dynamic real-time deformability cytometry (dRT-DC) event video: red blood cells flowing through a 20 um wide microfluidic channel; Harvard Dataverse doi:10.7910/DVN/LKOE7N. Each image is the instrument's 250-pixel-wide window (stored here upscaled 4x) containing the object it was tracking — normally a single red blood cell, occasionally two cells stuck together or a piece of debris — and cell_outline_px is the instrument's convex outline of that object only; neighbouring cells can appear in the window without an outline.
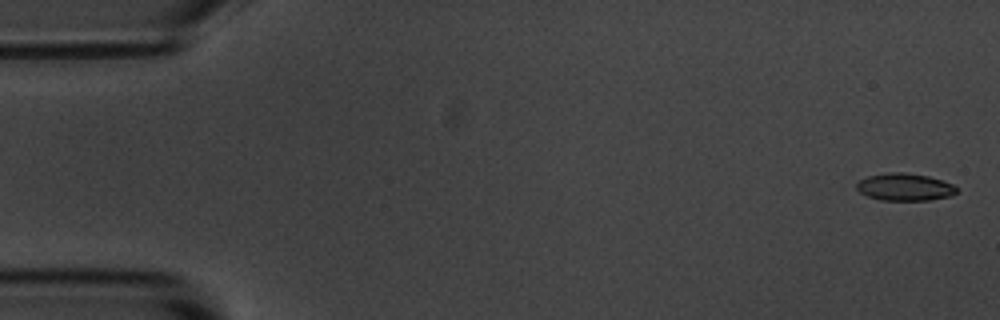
{"species": "common noctule bat (a hibernating species)", "species_latin": "Nyctalus noctula", "temperature_condition": "room temperature", "stored_images_in_passage": 56, "camera_frame_rate_fps": 3000, "um_per_image_px": 0.085, "animal": {"sex": "male", "body_mass_g": 20.1, "forearm_length_mm": 53.5}, "frame": {"image": 1, "passage_image": 2, "time_ms": 0.333, "image_size_px": [1000, 320], "cell_outline_px": [[956, 192], [952, 196], [928, 200], [880, 200], [868, 196], [860, 192], [856, 188], [856, 184], [860, 180], [868, 176], [888, 172], [900, 172], [928, 176], [952, 184], [956, 188]], "centroid_in_image_um": [76.88, 15.9], "position_along_channel_um": 8.1, "area_um2": 15.78}}
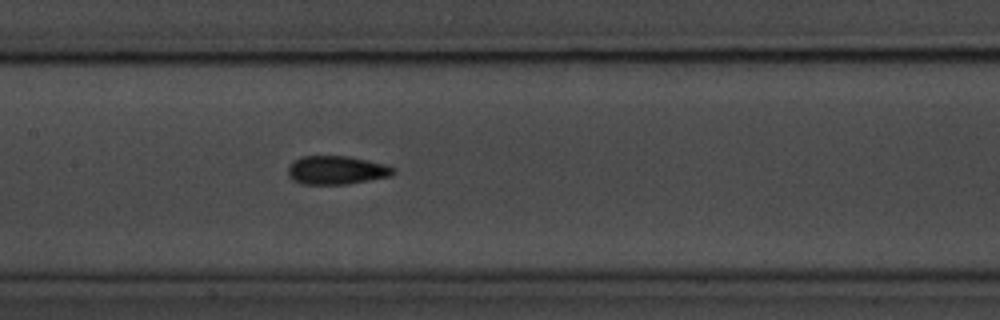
{"frame": {"image": 2, "passage_image": 27, "time_ms": 8.667, "image_size_px": [1000, 320], "cell_outline_px": [[396, 172], [392, 176], [348, 184], [300, 184], [292, 180], [288, 176], [288, 168], [300, 156], [348, 156], [368, 160], [384, 164], [392, 168]], "centroid_in_image_um": [28.6, 14.47], "position_along_channel_um": 178.8, "area_um2": 17.51}}
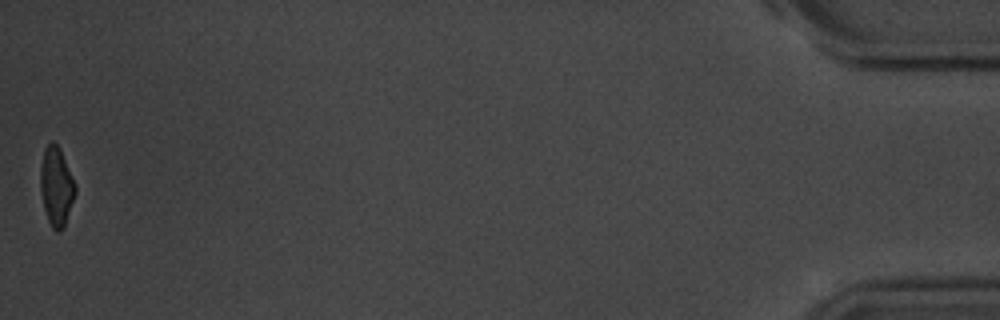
{"frame": {"image": 3, "passage_image": 56, "time_ms": 18.333, "image_size_px": [1000, 320], "cell_outline_px": [[76, 192], [64, 228], [60, 232], [56, 232], [52, 228], [48, 220], [44, 208], [40, 188], [40, 168], [44, 148], [52, 140], [60, 148], [76, 184]], "centroid_in_image_um": [4.79, 15.85], "position_along_channel_um": 430.4, "area_um2": 16.18}, "authors_computed_cell_mechanics": {"area_um2": 16.6464, "velocity_mm_per_s": 3.616, "shape_relaxation_time_tau1_ms": 3.3126, "shape_relaxation_time_tau2_ms": 1.8547, "deformation_change_tau1": 0.1284, "deformation_change_tau2": 0.0704}}